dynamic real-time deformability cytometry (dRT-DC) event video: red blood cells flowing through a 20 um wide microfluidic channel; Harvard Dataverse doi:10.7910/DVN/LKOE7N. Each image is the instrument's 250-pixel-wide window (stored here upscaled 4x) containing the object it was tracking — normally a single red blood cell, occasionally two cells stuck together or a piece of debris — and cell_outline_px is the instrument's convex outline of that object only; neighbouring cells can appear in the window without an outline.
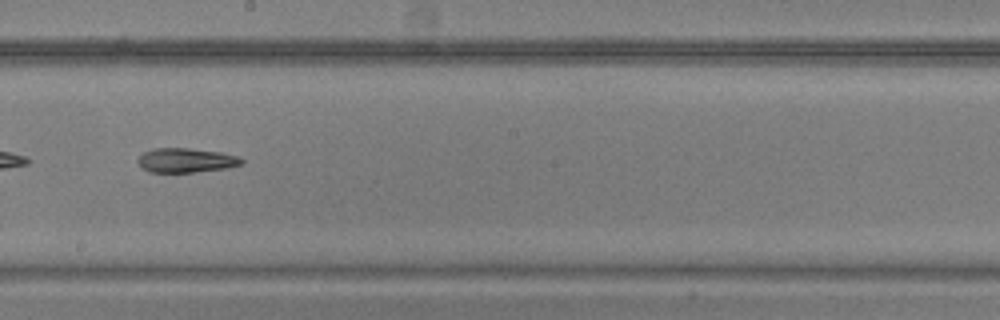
{"species": "common noctule bat (a hibernating species)", "species_latin": "Nyctalus noctula", "temperature_condition": "warm", "stored_images_in_passage": 34, "camera_frame_rate_fps": 3000, "um_per_image_px": 0.085, "animal": {"sex": "male", "body_mass_g": 20.5, "forearm_length_mm": 52.5}, "frame": {"image": 1, "passage_image": 15, "time_ms": 4.667, "image_size_px": [1000, 320], "cell_outline_px": [[244, 164], [228, 168], [196, 172], [148, 172], [140, 168], [136, 160], [144, 152], [152, 148], [188, 148], [220, 152], [236, 156], [244, 160]], "centroid_in_image_um": [15.78, 13.63], "position_along_channel_um": 232.4, "area_um2": 14.91}}